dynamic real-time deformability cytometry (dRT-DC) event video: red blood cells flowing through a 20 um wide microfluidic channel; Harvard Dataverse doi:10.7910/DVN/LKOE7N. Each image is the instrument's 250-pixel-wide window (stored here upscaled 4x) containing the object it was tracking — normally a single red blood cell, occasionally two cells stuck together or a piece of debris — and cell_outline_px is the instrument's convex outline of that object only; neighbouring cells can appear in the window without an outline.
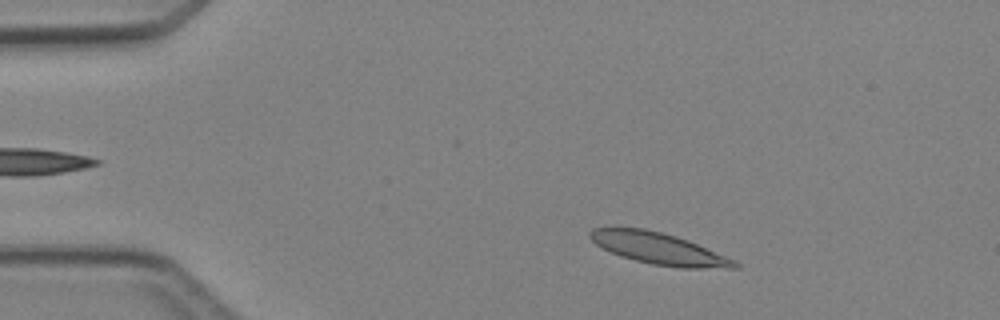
{"species": "Egyptian fruit bat (a non-hibernating species)", "species_latin": "Rousettus aegyptiacus", "temperature_condition": "cold", "stored_images_in_passage": 3, "camera_frame_rate_fps": 3000, "um_per_image_px": 0.085, "animal": {"sex": "female"}, "frame": {"image": 1, "passage_image": 3, "time_ms": 3.0, "image_size_px": [1000, 320], "cell_outline_px": [[740, 268], [676, 268], [652, 264], [620, 256], [596, 244], [588, 236], [588, 232], [592, 228], [612, 224], [644, 228], [676, 236], [688, 240], [736, 260], [740, 264]], "centroid_in_image_um": [55.94, 21.08], "position_along_channel_um": 29.1, "area_um2": 27.28}}